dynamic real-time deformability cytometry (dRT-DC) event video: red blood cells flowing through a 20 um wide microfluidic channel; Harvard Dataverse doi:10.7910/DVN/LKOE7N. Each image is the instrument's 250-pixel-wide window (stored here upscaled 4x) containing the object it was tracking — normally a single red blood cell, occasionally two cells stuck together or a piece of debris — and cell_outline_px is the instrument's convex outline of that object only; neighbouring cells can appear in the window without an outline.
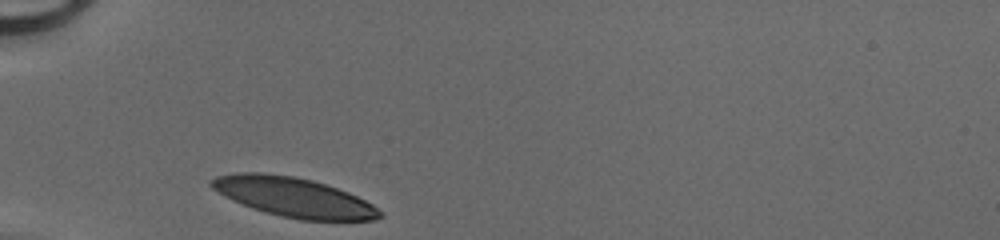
{"species": "human", "species_latin": "Homo sapiens", "temperature_condition": "cold", "stored_images_in_passage": 25, "camera_frame_rate_fps": 3000, "um_per_image_px": 0.085, "donor": {"sex": "male"}, "frame": {"image": 1, "passage_image": 1, "time_ms": 0.0, "image_size_px": [1000, 240], "cell_outline_px": [[384, 216], [376, 220], [300, 220], [280, 216], [264, 212], [252, 208], [232, 200], [224, 196], [212, 188], [208, 184], [216, 176], [236, 172], [260, 172], [292, 176], [312, 180], [348, 192], [372, 204], [384, 212]], "centroid_in_image_um": [24.96, 16.76], "position_along_channel_um": 60.0, "area_um2": 38.73}}
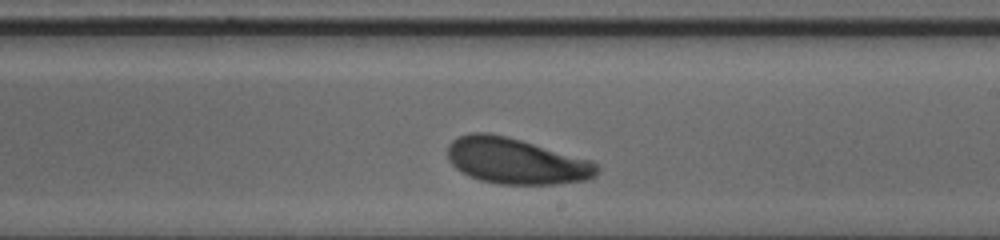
{"frame": {"image": 2, "passage_image": 15, "time_ms": 4.667, "image_size_px": [1000, 240], "cell_outline_px": [[600, 172], [596, 176], [588, 180], [556, 184], [500, 184], [480, 180], [468, 176], [460, 172], [448, 160], [448, 144], [452, 140], [460, 136], [472, 132], [488, 132], [508, 136], [592, 160], [600, 168]], "centroid_in_image_um": [43.88, 13.69], "position_along_channel_um": 245.1, "area_um2": 40.4}}
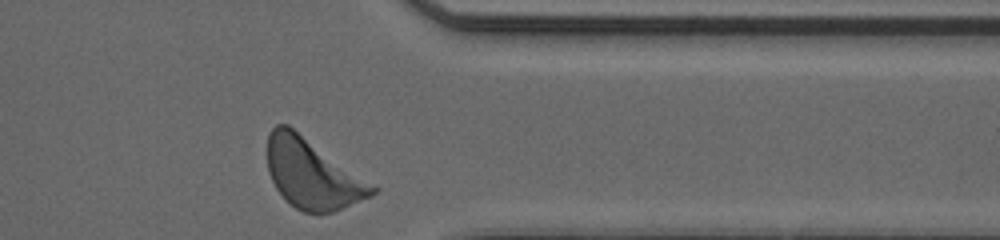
{"frame": {"image": 3, "passage_image": 25, "time_ms": 8.0, "image_size_px": [1000, 240], "cell_outline_px": [[380, 188], [372, 196], [332, 212], [304, 212], [296, 208], [276, 188], [268, 172], [268, 132], [276, 124], [288, 124]], "centroid_in_image_um": [26.56, 14.75], "position_along_channel_um": 384.8, "area_um2": 42.25}}